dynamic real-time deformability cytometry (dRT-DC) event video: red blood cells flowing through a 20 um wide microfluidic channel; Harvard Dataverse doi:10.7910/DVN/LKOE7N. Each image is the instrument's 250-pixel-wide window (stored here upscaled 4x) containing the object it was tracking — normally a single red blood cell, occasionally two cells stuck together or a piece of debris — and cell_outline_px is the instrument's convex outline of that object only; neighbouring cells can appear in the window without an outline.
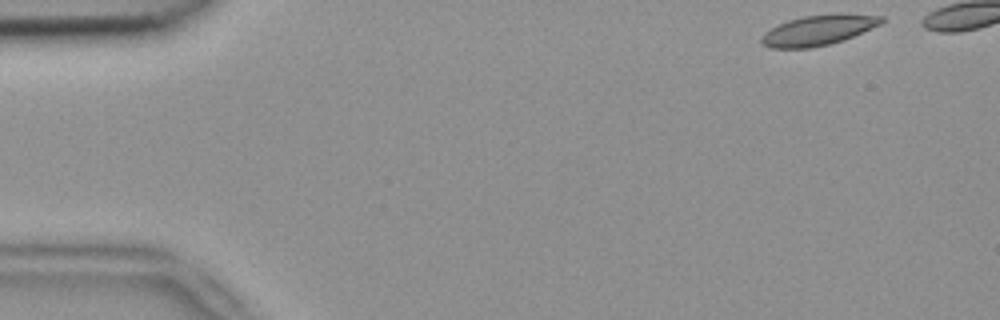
{"species": "common noctule bat (a hibernating species)", "species_latin": "Nyctalus noctula", "temperature_condition": "room temperature", "stored_images_in_passage": 6, "camera_frame_rate_fps": 3000, "um_per_image_px": 0.085, "animal": {"sex": "female", "body_mass_g": 18.4}, "frame": {"image": 1, "passage_image": 1, "time_ms": 0.0, "image_size_px": [1000, 320], "cell_outline_px": [[884, 20], [880, 24], [844, 40], [812, 48], [768, 48], [760, 40], [760, 36], [764, 32], [788, 20], [804, 16], [836, 12], [844, 12], [884, 16]], "centroid_in_image_um": [69.58, 2.54], "position_along_channel_um": 15.4, "area_um2": 21.39}}